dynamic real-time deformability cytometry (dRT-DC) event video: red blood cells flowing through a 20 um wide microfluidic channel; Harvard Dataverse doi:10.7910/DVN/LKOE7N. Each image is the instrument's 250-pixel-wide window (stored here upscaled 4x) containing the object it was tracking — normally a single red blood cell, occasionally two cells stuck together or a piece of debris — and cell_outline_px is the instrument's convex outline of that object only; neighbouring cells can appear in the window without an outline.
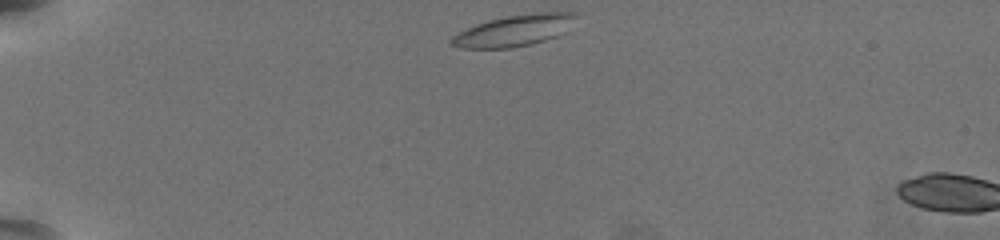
{"species": "common noctule bat (a hibernating species)", "species_latin": "Nyctalus noctula", "temperature_condition": "warm", "stored_images_in_passage": 3, "camera_frame_rate_fps": 3000, "um_per_image_px": 0.085, "animal": {"sex": "female", "body_mass_g": 19.5, "forearm_length_mm": 54.1}, "frame": {"image": 1, "passage_image": 1, "time_ms": 0.0, "image_size_px": [1000, 240], "cell_outline_px": [[576, 16], [564, 32], [556, 36], [544, 40], [512, 48], [460, 48], [448, 44], [448, 40], [452, 36], [476, 24], [488, 20], [508, 16], [544, 12], [576, 12]], "centroid_in_image_um": [43.64, 2.61], "position_along_channel_um": 41.4, "area_um2": 22.31}}